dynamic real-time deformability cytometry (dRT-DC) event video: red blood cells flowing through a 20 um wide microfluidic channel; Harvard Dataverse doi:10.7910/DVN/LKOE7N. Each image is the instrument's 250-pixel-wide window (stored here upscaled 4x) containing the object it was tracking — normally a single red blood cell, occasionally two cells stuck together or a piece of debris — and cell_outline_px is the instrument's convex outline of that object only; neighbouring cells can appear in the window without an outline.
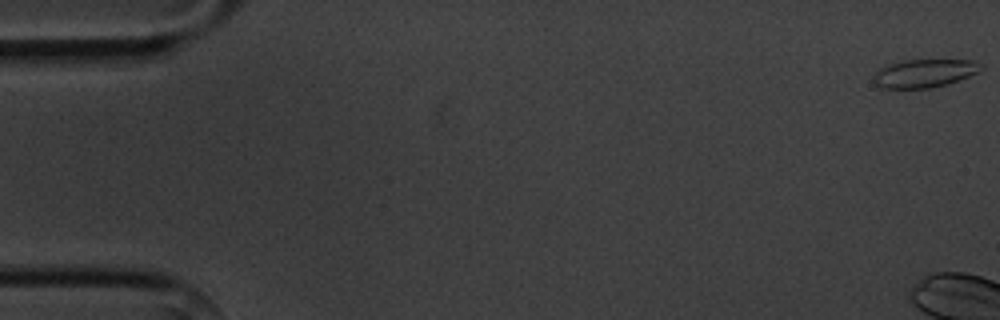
{"species": "common noctule bat (a hibernating species)", "species_latin": "Nyctalus noctula", "temperature_condition": "cold", "stored_images_in_passage": 5, "segment_of_instrument_passage": [2, 2], "camera_frame_rate_fps": 3000, "um_per_image_px": 0.085, "animal": {"sex": "male", "body_mass_g": 20.1, "forearm_length_mm": 53.5}, "frame": {"image": 1, "passage_image": 5, "time_ms": 5.333, "image_size_px": [1000, 320], "cell_outline_px": [[984, 68], [968, 76], [948, 84], [932, 88], [880, 88], [872, 80], [872, 76], [880, 68], [888, 64], [904, 60], [972, 60], [980, 64]], "centroid_in_image_um": [78.53, 6.23], "position_along_channel_um": 6.5, "area_um2": 17.63}}